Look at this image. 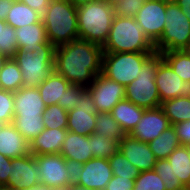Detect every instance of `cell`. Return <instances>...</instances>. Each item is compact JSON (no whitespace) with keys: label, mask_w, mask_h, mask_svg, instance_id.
I'll use <instances>...</instances> for the list:
<instances>
[{"label":"cell","mask_w":190,"mask_h":190,"mask_svg":"<svg viewBox=\"0 0 190 190\" xmlns=\"http://www.w3.org/2000/svg\"><path fill=\"white\" fill-rule=\"evenodd\" d=\"M155 83L161 103L180 96H190V82H184L164 60L157 67Z\"/></svg>","instance_id":"15"},{"label":"cell","mask_w":190,"mask_h":190,"mask_svg":"<svg viewBox=\"0 0 190 190\" xmlns=\"http://www.w3.org/2000/svg\"><path fill=\"white\" fill-rule=\"evenodd\" d=\"M109 164L114 176L136 179L140 173L137 167L131 164L119 150L109 158Z\"/></svg>","instance_id":"36"},{"label":"cell","mask_w":190,"mask_h":190,"mask_svg":"<svg viewBox=\"0 0 190 190\" xmlns=\"http://www.w3.org/2000/svg\"><path fill=\"white\" fill-rule=\"evenodd\" d=\"M67 129L45 128L36 138L29 142L30 153L34 156L60 154Z\"/></svg>","instance_id":"20"},{"label":"cell","mask_w":190,"mask_h":190,"mask_svg":"<svg viewBox=\"0 0 190 190\" xmlns=\"http://www.w3.org/2000/svg\"><path fill=\"white\" fill-rule=\"evenodd\" d=\"M148 144L157 160L167 159L177 147L181 146L174 126H170Z\"/></svg>","instance_id":"25"},{"label":"cell","mask_w":190,"mask_h":190,"mask_svg":"<svg viewBox=\"0 0 190 190\" xmlns=\"http://www.w3.org/2000/svg\"><path fill=\"white\" fill-rule=\"evenodd\" d=\"M7 60L8 58L5 55L0 53V70L3 68V65L5 64Z\"/></svg>","instance_id":"52"},{"label":"cell","mask_w":190,"mask_h":190,"mask_svg":"<svg viewBox=\"0 0 190 190\" xmlns=\"http://www.w3.org/2000/svg\"><path fill=\"white\" fill-rule=\"evenodd\" d=\"M103 48L77 39L55 49L54 71L71 84L87 88L102 73Z\"/></svg>","instance_id":"1"},{"label":"cell","mask_w":190,"mask_h":190,"mask_svg":"<svg viewBox=\"0 0 190 190\" xmlns=\"http://www.w3.org/2000/svg\"><path fill=\"white\" fill-rule=\"evenodd\" d=\"M112 176L109 159L94 157L83 164L78 184L91 190H105Z\"/></svg>","instance_id":"17"},{"label":"cell","mask_w":190,"mask_h":190,"mask_svg":"<svg viewBox=\"0 0 190 190\" xmlns=\"http://www.w3.org/2000/svg\"><path fill=\"white\" fill-rule=\"evenodd\" d=\"M35 10L41 17L45 14L51 0H18Z\"/></svg>","instance_id":"46"},{"label":"cell","mask_w":190,"mask_h":190,"mask_svg":"<svg viewBox=\"0 0 190 190\" xmlns=\"http://www.w3.org/2000/svg\"><path fill=\"white\" fill-rule=\"evenodd\" d=\"M40 172L32 154L12 158L8 190H24L40 184Z\"/></svg>","instance_id":"11"},{"label":"cell","mask_w":190,"mask_h":190,"mask_svg":"<svg viewBox=\"0 0 190 190\" xmlns=\"http://www.w3.org/2000/svg\"><path fill=\"white\" fill-rule=\"evenodd\" d=\"M82 170H83L82 163L66 159V172L69 174L70 186L79 183Z\"/></svg>","instance_id":"43"},{"label":"cell","mask_w":190,"mask_h":190,"mask_svg":"<svg viewBox=\"0 0 190 190\" xmlns=\"http://www.w3.org/2000/svg\"><path fill=\"white\" fill-rule=\"evenodd\" d=\"M140 172L154 170L157 159L148 143L126 134L119 142L118 149Z\"/></svg>","instance_id":"16"},{"label":"cell","mask_w":190,"mask_h":190,"mask_svg":"<svg viewBox=\"0 0 190 190\" xmlns=\"http://www.w3.org/2000/svg\"><path fill=\"white\" fill-rule=\"evenodd\" d=\"M171 164L173 175L186 188L190 184V151L186 145L177 147L167 158Z\"/></svg>","instance_id":"26"},{"label":"cell","mask_w":190,"mask_h":190,"mask_svg":"<svg viewBox=\"0 0 190 190\" xmlns=\"http://www.w3.org/2000/svg\"><path fill=\"white\" fill-rule=\"evenodd\" d=\"M3 125H4V124H3L2 122H0V129L2 128Z\"/></svg>","instance_id":"56"},{"label":"cell","mask_w":190,"mask_h":190,"mask_svg":"<svg viewBox=\"0 0 190 190\" xmlns=\"http://www.w3.org/2000/svg\"><path fill=\"white\" fill-rule=\"evenodd\" d=\"M79 39L103 46L115 17L114 6L104 0L77 7Z\"/></svg>","instance_id":"4"},{"label":"cell","mask_w":190,"mask_h":190,"mask_svg":"<svg viewBox=\"0 0 190 190\" xmlns=\"http://www.w3.org/2000/svg\"><path fill=\"white\" fill-rule=\"evenodd\" d=\"M87 90L96 106L97 113H111L113 107L125 99V87L98 74Z\"/></svg>","instance_id":"9"},{"label":"cell","mask_w":190,"mask_h":190,"mask_svg":"<svg viewBox=\"0 0 190 190\" xmlns=\"http://www.w3.org/2000/svg\"><path fill=\"white\" fill-rule=\"evenodd\" d=\"M166 0H147L135 16L149 40L155 44L165 25Z\"/></svg>","instance_id":"12"},{"label":"cell","mask_w":190,"mask_h":190,"mask_svg":"<svg viewBox=\"0 0 190 190\" xmlns=\"http://www.w3.org/2000/svg\"><path fill=\"white\" fill-rule=\"evenodd\" d=\"M170 126L172 125L161 107L145 109L141 120L129 135L139 141L149 143Z\"/></svg>","instance_id":"14"},{"label":"cell","mask_w":190,"mask_h":190,"mask_svg":"<svg viewBox=\"0 0 190 190\" xmlns=\"http://www.w3.org/2000/svg\"><path fill=\"white\" fill-rule=\"evenodd\" d=\"M70 84L63 76L53 71L37 88L46 106L60 105L63 102L65 91Z\"/></svg>","instance_id":"22"},{"label":"cell","mask_w":190,"mask_h":190,"mask_svg":"<svg viewBox=\"0 0 190 190\" xmlns=\"http://www.w3.org/2000/svg\"><path fill=\"white\" fill-rule=\"evenodd\" d=\"M104 1H106V2L109 3L110 5L115 6L117 3H119V2L122 1V0H104Z\"/></svg>","instance_id":"53"},{"label":"cell","mask_w":190,"mask_h":190,"mask_svg":"<svg viewBox=\"0 0 190 190\" xmlns=\"http://www.w3.org/2000/svg\"><path fill=\"white\" fill-rule=\"evenodd\" d=\"M12 159L0 154V188L8 190V177Z\"/></svg>","instance_id":"44"},{"label":"cell","mask_w":190,"mask_h":190,"mask_svg":"<svg viewBox=\"0 0 190 190\" xmlns=\"http://www.w3.org/2000/svg\"><path fill=\"white\" fill-rule=\"evenodd\" d=\"M24 190H56V189L49 188V187L43 186L42 184H39L37 186L31 187V188H28V189H24Z\"/></svg>","instance_id":"50"},{"label":"cell","mask_w":190,"mask_h":190,"mask_svg":"<svg viewBox=\"0 0 190 190\" xmlns=\"http://www.w3.org/2000/svg\"><path fill=\"white\" fill-rule=\"evenodd\" d=\"M41 20V16L28 5L21 1H14L5 22L17 29L22 26L35 24Z\"/></svg>","instance_id":"27"},{"label":"cell","mask_w":190,"mask_h":190,"mask_svg":"<svg viewBox=\"0 0 190 190\" xmlns=\"http://www.w3.org/2000/svg\"><path fill=\"white\" fill-rule=\"evenodd\" d=\"M91 135L85 136L67 131L60 154L65 159L74 160L82 164L94 158L91 151Z\"/></svg>","instance_id":"21"},{"label":"cell","mask_w":190,"mask_h":190,"mask_svg":"<svg viewBox=\"0 0 190 190\" xmlns=\"http://www.w3.org/2000/svg\"><path fill=\"white\" fill-rule=\"evenodd\" d=\"M171 125L190 120V96H180L161 103Z\"/></svg>","instance_id":"28"},{"label":"cell","mask_w":190,"mask_h":190,"mask_svg":"<svg viewBox=\"0 0 190 190\" xmlns=\"http://www.w3.org/2000/svg\"><path fill=\"white\" fill-rule=\"evenodd\" d=\"M12 124L28 142L45 129L42 115L14 117Z\"/></svg>","instance_id":"31"},{"label":"cell","mask_w":190,"mask_h":190,"mask_svg":"<svg viewBox=\"0 0 190 190\" xmlns=\"http://www.w3.org/2000/svg\"><path fill=\"white\" fill-rule=\"evenodd\" d=\"M163 60L160 53H155L140 70L137 79L125 87V99L135 105L154 109L161 107L158 87L155 83L157 67Z\"/></svg>","instance_id":"6"},{"label":"cell","mask_w":190,"mask_h":190,"mask_svg":"<svg viewBox=\"0 0 190 190\" xmlns=\"http://www.w3.org/2000/svg\"><path fill=\"white\" fill-rule=\"evenodd\" d=\"M190 20V0H173Z\"/></svg>","instance_id":"48"},{"label":"cell","mask_w":190,"mask_h":190,"mask_svg":"<svg viewBox=\"0 0 190 190\" xmlns=\"http://www.w3.org/2000/svg\"><path fill=\"white\" fill-rule=\"evenodd\" d=\"M67 190H91L87 189L85 186H81L79 184L71 185Z\"/></svg>","instance_id":"51"},{"label":"cell","mask_w":190,"mask_h":190,"mask_svg":"<svg viewBox=\"0 0 190 190\" xmlns=\"http://www.w3.org/2000/svg\"><path fill=\"white\" fill-rule=\"evenodd\" d=\"M75 7H79L85 4H89L91 2H96L100 0H69Z\"/></svg>","instance_id":"49"},{"label":"cell","mask_w":190,"mask_h":190,"mask_svg":"<svg viewBox=\"0 0 190 190\" xmlns=\"http://www.w3.org/2000/svg\"><path fill=\"white\" fill-rule=\"evenodd\" d=\"M135 179L112 176L105 190H133Z\"/></svg>","instance_id":"42"},{"label":"cell","mask_w":190,"mask_h":190,"mask_svg":"<svg viewBox=\"0 0 190 190\" xmlns=\"http://www.w3.org/2000/svg\"><path fill=\"white\" fill-rule=\"evenodd\" d=\"M87 91V88L80 85L70 84L65 91L63 102L60 104L67 112L75 109L80 97Z\"/></svg>","instance_id":"40"},{"label":"cell","mask_w":190,"mask_h":190,"mask_svg":"<svg viewBox=\"0 0 190 190\" xmlns=\"http://www.w3.org/2000/svg\"><path fill=\"white\" fill-rule=\"evenodd\" d=\"M13 1L10 0H0V20L5 21L7 14L9 13Z\"/></svg>","instance_id":"47"},{"label":"cell","mask_w":190,"mask_h":190,"mask_svg":"<svg viewBox=\"0 0 190 190\" xmlns=\"http://www.w3.org/2000/svg\"><path fill=\"white\" fill-rule=\"evenodd\" d=\"M154 170L164 181L166 190H186L175 174L173 175L168 159L157 160Z\"/></svg>","instance_id":"37"},{"label":"cell","mask_w":190,"mask_h":190,"mask_svg":"<svg viewBox=\"0 0 190 190\" xmlns=\"http://www.w3.org/2000/svg\"><path fill=\"white\" fill-rule=\"evenodd\" d=\"M0 154L11 159L31 154L29 142L12 123L0 129Z\"/></svg>","instance_id":"19"},{"label":"cell","mask_w":190,"mask_h":190,"mask_svg":"<svg viewBox=\"0 0 190 190\" xmlns=\"http://www.w3.org/2000/svg\"><path fill=\"white\" fill-rule=\"evenodd\" d=\"M42 118L45 128L67 129L68 112L59 104L46 106Z\"/></svg>","instance_id":"34"},{"label":"cell","mask_w":190,"mask_h":190,"mask_svg":"<svg viewBox=\"0 0 190 190\" xmlns=\"http://www.w3.org/2000/svg\"><path fill=\"white\" fill-rule=\"evenodd\" d=\"M119 149V141L100 134H91V153L93 157L109 159Z\"/></svg>","instance_id":"33"},{"label":"cell","mask_w":190,"mask_h":190,"mask_svg":"<svg viewBox=\"0 0 190 190\" xmlns=\"http://www.w3.org/2000/svg\"><path fill=\"white\" fill-rule=\"evenodd\" d=\"M40 172V184L56 190H67L70 186L66 172V159L61 154L35 156Z\"/></svg>","instance_id":"10"},{"label":"cell","mask_w":190,"mask_h":190,"mask_svg":"<svg viewBox=\"0 0 190 190\" xmlns=\"http://www.w3.org/2000/svg\"><path fill=\"white\" fill-rule=\"evenodd\" d=\"M160 54L163 60L184 82H190V55L185 50L162 52Z\"/></svg>","instance_id":"30"},{"label":"cell","mask_w":190,"mask_h":190,"mask_svg":"<svg viewBox=\"0 0 190 190\" xmlns=\"http://www.w3.org/2000/svg\"><path fill=\"white\" fill-rule=\"evenodd\" d=\"M145 108L139 107L131 101H119L112 109L111 115L118 122L125 134H129L141 120Z\"/></svg>","instance_id":"24"},{"label":"cell","mask_w":190,"mask_h":190,"mask_svg":"<svg viewBox=\"0 0 190 190\" xmlns=\"http://www.w3.org/2000/svg\"><path fill=\"white\" fill-rule=\"evenodd\" d=\"M102 48L104 53L156 52L154 44L145 35L135 17L117 15Z\"/></svg>","instance_id":"3"},{"label":"cell","mask_w":190,"mask_h":190,"mask_svg":"<svg viewBox=\"0 0 190 190\" xmlns=\"http://www.w3.org/2000/svg\"><path fill=\"white\" fill-rule=\"evenodd\" d=\"M190 43V20L173 0H166L165 25L154 44L156 53L185 50Z\"/></svg>","instance_id":"7"},{"label":"cell","mask_w":190,"mask_h":190,"mask_svg":"<svg viewBox=\"0 0 190 190\" xmlns=\"http://www.w3.org/2000/svg\"><path fill=\"white\" fill-rule=\"evenodd\" d=\"M94 133L119 142L126 135L111 113H97Z\"/></svg>","instance_id":"32"},{"label":"cell","mask_w":190,"mask_h":190,"mask_svg":"<svg viewBox=\"0 0 190 190\" xmlns=\"http://www.w3.org/2000/svg\"><path fill=\"white\" fill-rule=\"evenodd\" d=\"M156 52L103 53L102 74L126 87Z\"/></svg>","instance_id":"8"},{"label":"cell","mask_w":190,"mask_h":190,"mask_svg":"<svg viewBox=\"0 0 190 190\" xmlns=\"http://www.w3.org/2000/svg\"><path fill=\"white\" fill-rule=\"evenodd\" d=\"M41 19L47 40L55 47L79 39L77 7L69 0H51Z\"/></svg>","instance_id":"2"},{"label":"cell","mask_w":190,"mask_h":190,"mask_svg":"<svg viewBox=\"0 0 190 190\" xmlns=\"http://www.w3.org/2000/svg\"><path fill=\"white\" fill-rule=\"evenodd\" d=\"M147 0H122L114 6L115 15L135 17Z\"/></svg>","instance_id":"41"},{"label":"cell","mask_w":190,"mask_h":190,"mask_svg":"<svg viewBox=\"0 0 190 190\" xmlns=\"http://www.w3.org/2000/svg\"><path fill=\"white\" fill-rule=\"evenodd\" d=\"M96 106L88 90L80 97L75 109L68 112L67 130L90 136L95 132Z\"/></svg>","instance_id":"13"},{"label":"cell","mask_w":190,"mask_h":190,"mask_svg":"<svg viewBox=\"0 0 190 190\" xmlns=\"http://www.w3.org/2000/svg\"><path fill=\"white\" fill-rule=\"evenodd\" d=\"M45 108L37 87H21L14 92V117L42 115Z\"/></svg>","instance_id":"18"},{"label":"cell","mask_w":190,"mask_h":190,"mask_svg":"<svg viewBox=\"0 0 190 190\" xmlns=\"http://www.w3.org/2000/svg\"><path fill=\"white\" fill-rule=\"evenodd\" d=\"M55 49L52 44H39L33 52L17 51L13 59L21 70L23 87H38L54 71Z\"/></svg>","instance_id":"5"},{"label":"cell","mask_w":190,"mask_h":190,"mask_svg":"<svg viewBox=\"0 0 190 190\" xmlns=\"http://www.w3.org/2000/svg\"><path fill=\"white\" fill-rule=\"evenodd\" d=\"M133 190H166L164 181L155 170L143 171L135 179Z\"/></svg>","instance_id":"38"},{"label":"cell","mask_w":190,"mask_h":190,"mask_svg":"<svg viewBox=\"0 0 190 190\" xmlns=\"http://www.w3.org/2000/svg\"><path fill=\"white\" fill-rule=\"evenodd\" d=\"M186 190H190V184L186 187Z\"/></svg>","instance_id":"55"},{"label":"cell","mask_w":190,"mask_h":190,"mask_svg":"<svg viewBox=\"0 0 190 190\" xmlns=\"http://www.w3.org/2000/svg\"><path fill=\"white\" fill-rule=\"evenodd\" d=\"M185 51L190 55V43H189L188 47L185 49Z\"/></svg>","instance_id":"54"},{"label":"cell","mask_w":190,"mask_h":190,"mask_svg":"<svg viewBox=\"0 0 190 190\" xmlns=\"http://www.w3.org/2000/svg\"><path fill=\"white\" fill-rule=\"evenodd\" d=\"M181 145L190 144V120L173 125Z\"/></svg>","instance_id":"45"},{"label":"cell","mask_w":190,"mask_h":190,"mask_svg":"<svg viewBox=\"0 0 190 190\" xmlns=\"http://www.w3.org/2000/svg\"><path fill=\"white\" fill-rule=\"evenodd\" d=\"M14 118V93L0 89V122L11 124Z\"/></svg>","instance_id":"39"},{"label":"cell","mask_w":190,"mask_h":190,"mask_svg":"<svg viewBox=\"0 0 190 190\" xmlns=\"http://www.w3.org/2000/svg\"><path fill=\"white\" fill-rule=\"evenodd\" d=\"M15 32L18 41V50L33 52L39 49V44H51L47 40L42 19L35 24L17 28Z\"/></svg>","instance_id":"23"},{"label":"cell","mask_w":190,"mask_h":190,"mask_svg":"<svg viewBox=\"0 0 190 190\" xmlns=\"http://www.w3.org/2000/svg\"><path fill=\"white\" fill-rule=\"evenodd\" d=\"M18 51V41L15 28L1 20L0 28V53L8 59L13 58Z\"/></svg>","instance_id":"35"},{"label":"cell","mask_w":190,"mask_h":190,"mask_svg":"<svg viewBox=\"0 0 190 190\" xmlns=\"http://www.w3.org/2000/svg\"><path fill=\"white\" fill-rule=\"evenodd\" d=\"M23 87L22 73L13 58H9L0 70V89L17 92Z\"/></svg>","instance_id":"29"},{"label":"cell","mask_w":190,"mask_h":190,"mask_svg":"<svg viewBox=\"0 0 190 190\" xmlns=\"http://www.w3.org/2000/svg\"><path fill=\"white\" fill-rule=\"evenodd\" d=\"M186 146L188 147V149H189V151H190V144H187Z\"/></svg>","instance_id":"57"}]
</instances>
